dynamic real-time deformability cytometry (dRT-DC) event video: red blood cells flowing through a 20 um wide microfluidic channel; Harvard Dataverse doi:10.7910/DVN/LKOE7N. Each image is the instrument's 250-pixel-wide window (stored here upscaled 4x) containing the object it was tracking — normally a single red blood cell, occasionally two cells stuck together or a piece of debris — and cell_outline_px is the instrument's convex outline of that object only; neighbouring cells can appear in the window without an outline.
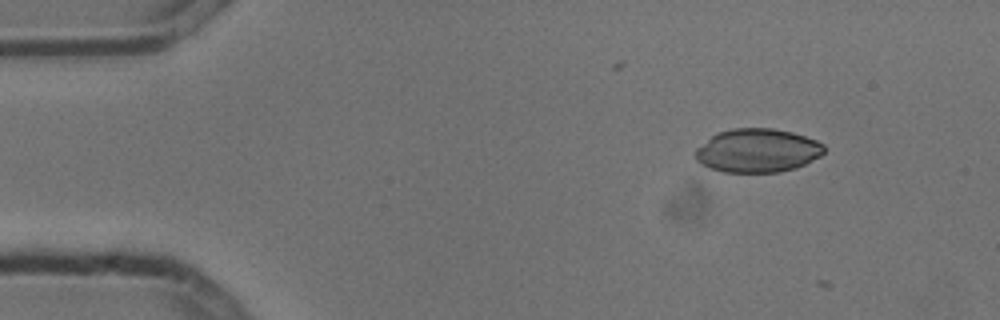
{"species": "common noctule bat (a hibernating species)", "species_latin": "Nyctalus noctula", "temperature_condition": "cold", "stored_images_in_passage": 4, "camera_frame_rate_fps": 3000, "um_per_image_px": 0.085, "animal": {"sex": "male", "body_mass_g": 13.3}, "frame": {"image": 1, "passage_image": 1, "time_ms": 0.0, "image_size_px": [1000, 320], "cell_outline_px": [[824, 152], [820, 156], [796, 168], [780, 172], [724, 172], [708, 168], [700, 164], [696, 160], [696, 148], [712, 136], [720, 132], [732, 128], [772, 128], [792, 132], [816, 140], [824, 144]], "centroid_in_image_um": [64.38, 12.8], "position_along_channel_um": 20.6, "area_um2": 32.71}}